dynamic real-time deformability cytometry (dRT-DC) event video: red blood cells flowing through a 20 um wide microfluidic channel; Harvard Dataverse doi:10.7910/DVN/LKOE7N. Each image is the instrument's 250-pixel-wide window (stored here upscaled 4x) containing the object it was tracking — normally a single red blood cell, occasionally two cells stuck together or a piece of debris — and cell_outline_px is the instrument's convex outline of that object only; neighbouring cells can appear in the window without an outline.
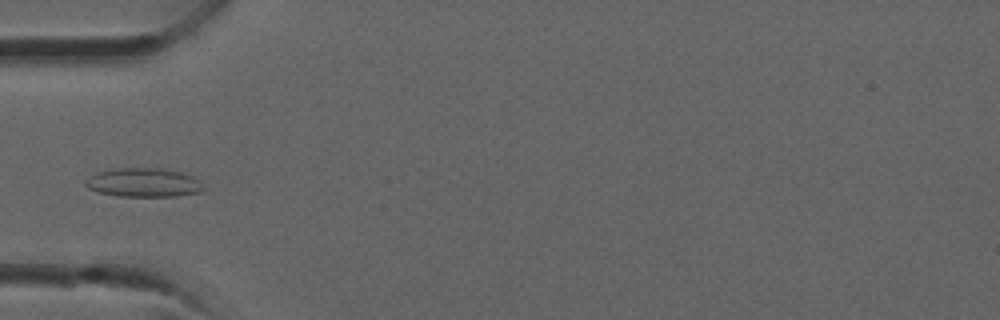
{"species": "common noctule bat (a hibernating species)", "species_latin": "Nyctalus noctula", "temperature_condition": "room temperature", "stored_images_in_passage": 33, "camera_frame_rate_fps": 3000, "um_per_image_px": 0.085, "animal": {"sex": "male", "forearm_length_mm": 52.5}, "frame": {"image": 1, "passage_image": 9, "time_ms": 2.667, "image_size_px": [1000, 320], "cell_outline_px": [[196, 192], [168, 196], [128, 196], [100, 192], [92, 188], [88, 184], [92, 176], [104, 172], [132, 168], [172, 172], [188, 176]], "centroid_in_image_um": [12.05, 15.55], "position_along_channel_um": 73.0, "area_um2": 16.94}}
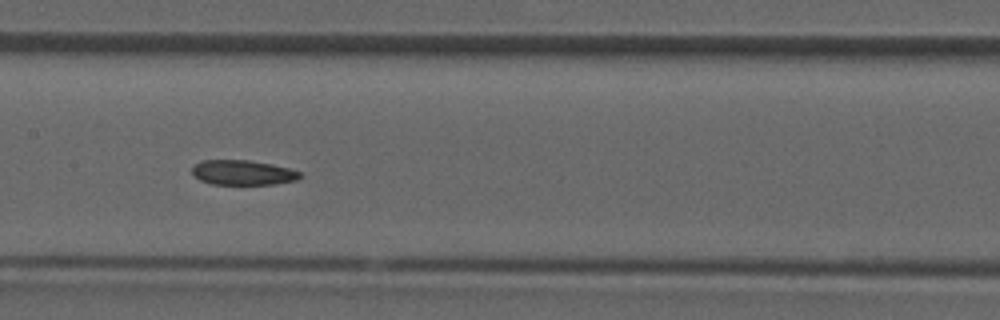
{"frame": {"image": 2, "passage_image": 15, "time_ms": 4.667, "image_size_px": [1000, 320], "cell_outline_px": [[300, 176], [292, 180], [268, 184], [216, 184], [200, 180], [192, 172], [192, 168], [196, 164], [204, 160], [244, 160], [268, 164], [300, 172]], "centroid_in_image_um": [20.55, 14.66], "position_along_channel_um": 186.9, "area_um2": 14.85}}
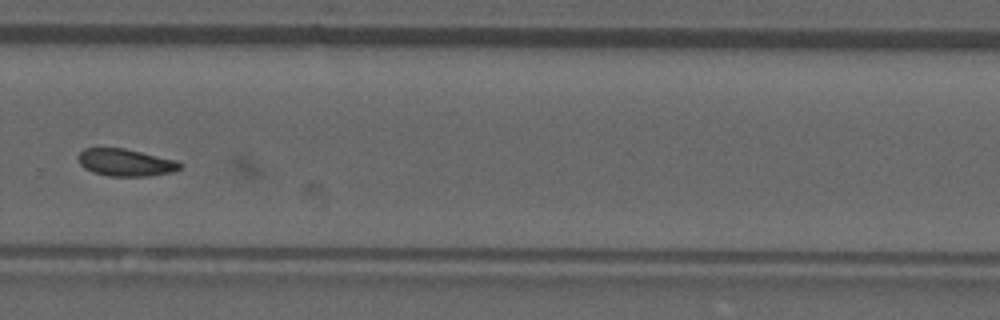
{"frame": {"image": 3, "passage_image": 22, "time_ms": 7.0, "image_size_px": [1000, 320], "cell_outline_px": [[180, 168], [168, 172], [140, 176], [112, 176], [96, 172], [84, 168], [80, 164], [80, 152], [88, 148], [120, 148], [172, 160], [180, 164]], "centroid_in_image_um": [10.6, 13.81], "position_along_channel_um": 319.2, "area_um2": 15.09}}